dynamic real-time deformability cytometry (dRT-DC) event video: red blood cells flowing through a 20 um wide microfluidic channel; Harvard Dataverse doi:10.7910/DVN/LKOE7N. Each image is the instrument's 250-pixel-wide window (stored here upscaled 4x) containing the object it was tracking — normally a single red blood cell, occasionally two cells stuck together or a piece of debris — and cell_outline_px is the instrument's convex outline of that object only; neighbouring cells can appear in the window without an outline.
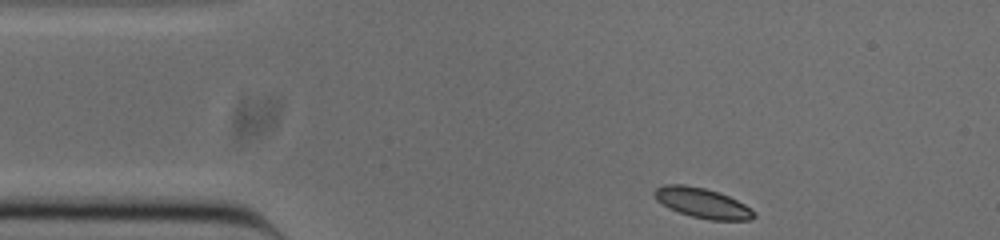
{"species": "common noctule bat (a hibernating species)", "species_latin": "Nyctalus noctula", "temperature_condition": "cold", "stored_images_in_passage": 46, "camera_frame_rate_fps": 3000, "um_per_image_px": 0.085, "animal": {"sex": "male", "body_mass_g": 20.0, "forearm_length_mm": 53.3}, "frame": {"image": 1, "passage_image": 1, "time_ms": 0.0, "image_size_px": [1000, 240], "cell_outline_px": [[756, 216], [748, 220], [708, 220], [692, 216], [668, 208], [656, 200], [652, 192], [656, 188], [664, 184], [684, 184], [704, 188], [728, 196], [744, 204], [756, 212]], "centroid_in_image_um": [59.67, 17.25], "position_along_channel_um": 25.3, "area_um2": 17.34}}
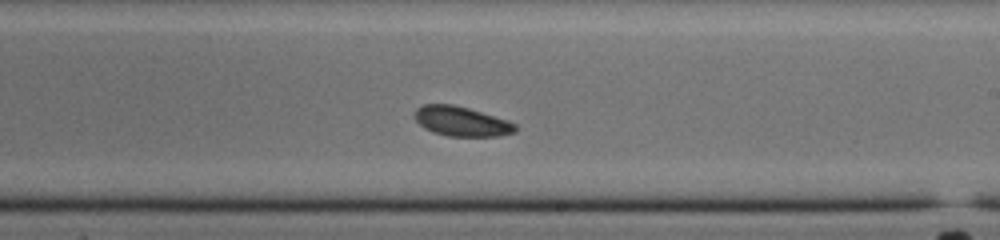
{"frame": {"image": 2, "passage_image": 23, "time_ms": 7.333, "image_size_px": [1000, 240], "cell_outline_px": [[516, 132], [500, 136], [448, 136], [432, 132], [424, 128], [416, 120], [416, 108], [424, 104], [452, 104], [468, 108], [508, 120], [516, 124]], "centroid_in_image_um": [39.24, 10.32], "position_along_channel_um": 249.8, "area_um2": 17.34}}
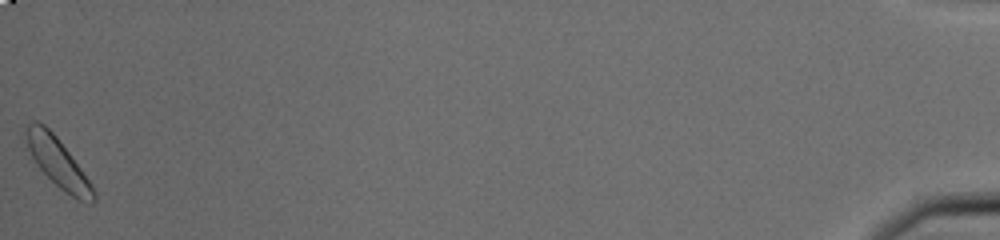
{"frame": {"image": 3, "passage_image": 46, "time_ms": 15.0, "image_size_px": [1000, 240], "cell_outline_px": [[96, 200], [92, 204], [88, 204], [64, 192], [28, 160], [24, 132], [28, 124], [32, 120], [36, 120], [44, 124], [56, 136], [92, 184], [96, 192]], "centroid_in_image_um": [4.84, 13.82], "position_along_channel_um": 430.4, "area_um2": 20.0}, "authors_computed_cell_mechanics": {"area_um2": 17.7157, "velocity_mm_per_s": 3.7895, "shape_relaxation_time_tau1_ms": 2.6472, "shape_relaxation_time_tau2_ms": null, "deformation_change_tau1": 0.0394, "deformation_change_tau2": null}}